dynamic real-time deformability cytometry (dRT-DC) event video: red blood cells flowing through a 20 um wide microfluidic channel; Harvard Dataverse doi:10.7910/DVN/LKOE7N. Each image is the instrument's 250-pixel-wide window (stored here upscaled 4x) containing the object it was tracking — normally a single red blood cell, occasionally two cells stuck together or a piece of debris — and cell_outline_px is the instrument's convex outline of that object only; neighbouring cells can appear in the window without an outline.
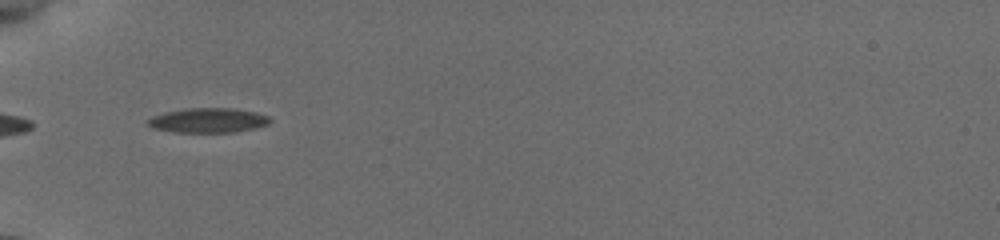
{"species": "common noctule bat (a hibernating species)", "species_latin": "Nyctalus noctula", "temperature_condition": "cold", "stored_images_in_passage": 11, "segment_of_instrument_passage": [2, 2], "camera_frame_rate_fps": 3000, "um_per_image_px": 0.085, "animal": {"sex": "female", "body_mass_g": 19.5, "forearm_length_mm": 54.1}, "frame": {"image": 1, "passage_image": 7, "time_ms": 6.333, "image_size_px": [1000, 240], "cell_outline_px": [[272, 120], [268, 124], [256, 128], [236, 132], [172, 132], [152, 128], [148, 124], [148, 120], [156, 116], [168, 112], [192, 108], [228, 108], [252, 112], [268, 116]], "centroid_in_image_um": [17.73, 10.25], "position_along_channel_um": 67.3, "area_um2": 17.17}}
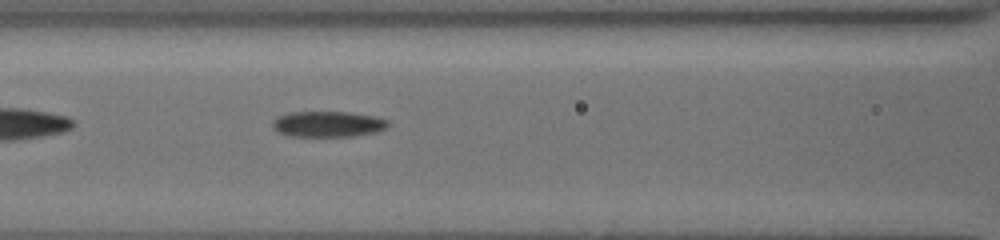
{"frame": {"image": 2, "passage_image": 9, "time_ms": 8.333, "image_size_px": [1000, 240], "cell_outline_px": [[388, 124], [384, 128], [376, 132], [352, 136], [292, 136], [280, 132], [272, 124], [272, 120], [280, 116], [292, 112], [348, 112], [372, 116], [388, 120]], "centroid_in_image_um": [27.88, 10.54], "position_along_channel_um": 138.7, "area_um2": 16.94}}
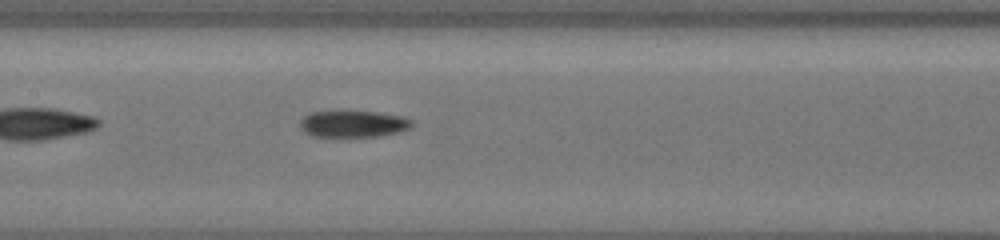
{"frame": {"image": 3, "passage_image": 10, "time_ms": 9.333, "image_size_px": [1000, 240], "cell_outline_px": [[412, 124], [408, 128], [396, 132], [380, 136], [312, 136], [304, 132], [300, 128], [300, 120], [308, 112], [336, 108], [344, 108], [376, 112], [400, 116], [412, 120]], "centroid_in_image_um": [29.91, 10.46], "position_along_channel_um": 177.5, "area_um2": 18.09}}